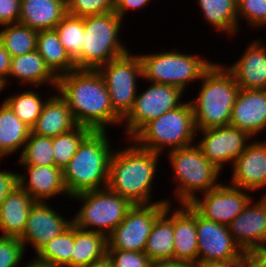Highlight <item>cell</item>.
Returning <instances> with one entry per match:
<instances>
[{"label":"cell","instance_id":"6da1fadb","mask_svg":"<svg viewBox=\"0 0 266 267\" xmlns=\"http://www.w3.org/2000/svg\"><path fill=\"white\" fill-rule=\"evenodd\" d=\"M58 94L70 108L76 123L91 131H108L122 124L114 111L105 81L98 70L76 69L58 76Z\"/></svg>","mask_w":266,"mask_h":267},{"label":"cell","instance_id":"7a4b0ae2","mask_svg":"<svg viewBox=\"0 0 266 267\" xmlns=\"http://www.w3.org/2000/svg\"><path fill=\"white\" fill-rule=\"evenodd\" d=\"M130 142L127 147L113 151L110 157L107 187L132 205L174 203L168 199L155 202L151 200L154 177L161 154L143 149L133 140Z\"/></svg>","mask_w":266,"mask_h":267},{"label":"cell","instance_id":"3957f363","mask_svg":"<svg viewBox=\"0 0 266 267\" xmlns=\"http://www.w3.org/2000/svg\"><path fill=\"white\" fill-rule=\"evenodd\" d=\"M107 131H91L63 169V180L70 197L106 188L109 179L110 146Z\"/></svg>","mask_w":266,"mask_h":267},{"label":"cell","instance_id":"277c9868","mask_svg":"<svg viewBox=\"0 0 266 267\" xmlns=\"http://www.w3.org/2000/svg\"><path fill=\"white\" fill-rule=\"evenodd\" d=\"M201 77L198 95L190 100L196 130L230 125L240 87L226 65L214 63Z\"/></svg>","mask_w":266,"mask_h":267},{"label":"cell","instance_id":"5b68a950","mask_svg":"<svg viewBox=\"0 0 266 267\" xmlns=\"http://www.w3.org/2000/svg\"><path fill=\"white\" fill-rule=\"evenodd\" d=\"M122 20L115 11L84 17L82 52L74 61L76 69L97 70L129 52L119 38Z\"/></svg>","mask_w":266,"mask_h":267},{"label":"cell","instance_id":"8992f818","mask_svg":"<svg viewBox=\"0 0 266 267\" xmlns=\"http://www.w3.org/2000/svg\"><path fill=\"white\" fill-rule=\"evenodd\" d=\"M197 130L190 101L147 123L131 140L139 147L161 154L195 143Z\"/></svg>","mask_w":266,"mask_h":267},{"label":"cell","instance_id":"52a82bcc","mask_svg":"<svg viewBox=\"0 0 266 267\" xmlns=\"http://www.w3.org/2000/svg\"><path fill=\"white\" fill-rule=\"evenodd\" d=\"M166 152L173 180L177 182L175 199L180 204H189L199 191L205 193L221 184L218 183L221 171L207 160L197 144Z\"/></svg>","mask_w":266,"mask_h":267},{"label":"cell","instance_id":"ba28073f","mask_svg":"<svg viewBox=\"0 0 266 267\" xmlns=\"http://www.w3.org/2000/svg\"><path fill=\"white\" fill-rule=\"evenodd\" d=\"M70 199L80 200L82 203L72 218L73 224L82 230L98 232L106 237L123 221L133 206L108 187L82 192Z\"/></svg>","mask_w":266,"mask_h":267},{"label":"cell","instance_id":"9c48e42d","mask_svg":"<svg viewBox=\"0 0 266 267\" xmlns=\"http://www.w3.org/2000/svg\"><path fill=\"white\" fill-rule=\"evenodd\" d=\"M143 79L148 82L173 85L183 92L190 82L201 80L205 71L213 64L200 55H188L176 51L139 54Z\"/></svg>","mask_w":266,"mask_h":267},{"label":"cell","instance_id":"30bf717a","mask_svg":"<svg viewBox=\"0 0 266 267\" xmlns=\"http://www.w3.org/2000/svg\"><path fill=\"white\" fill-rule=\"evenodd\" d=\"M114 111L124 119L133 108L139 78H143L142 62L139 55L131 52L100 66ZM138 78V79H137Z\"/></svg>","mask_w":266,"mask_h":267},{"label":"cell","instance_id":"8fae6325","mask_svg":"<svg viewBox=\"0 0 266 267\" xmlns=\"http://www.w3.org/2000/svg\"><path fill=\"white\" fill-rule=\"evenodd\" d=\"M183 93L176 86L151 82L150 87L136 95L133 108L122 120L126 123L124 139H132L147 123L180 106Z\"/></svg>","mask_w":266,"mask_h":267},{"label":"cell","instance_id":"7c38bea8","mask_svg":"<svg viewBox=\"0 0 266 267\" xmlns=\"http://www.w3.org/2000/svg\"><path fill=\"white\" fill-rule=\"evenodd\" d=\"M168 202L133 205L123 221L107 236V249L144 252L154 222Z\"/></svg>","mask_w":266,"mask_h":267},{"label":"cell","instance_id":"4fadbf2b","mask_svg":"<svg viewBox=\"0 0 266 267\" xmlns=\"http://www.w3.org/2000/svg\"><path fill=\"white\" fill-rule=\"evenodd\" d=\"M247 191V192H246ZM252 191L221 183L208 192L196 195L189 205L203 218L228 225L252 199Z\"/></svg>","mask_w":266,"mask_h":267},{"label":"cell","instance_id":"5bb4252c","mask_svg":"<svg viewBox=\"0 0 266 267\" xmlns=\"http://www.w3.org/2000/svg\"><path fill=\"white\" fill-rule=\"evenodd\" d=\"M198 238L197 263L245 262L246 254L223 224L207 220L196 212Z\"/></svg>","mask_w":266,"mask_h":267},{"label":"cell","instance_id":"9a60e30c","mask_svg":"<svg viewBox=\"0 0 266 267\" xmlns=\"http://www.w3.org/2000/svg\"><path fill=\"white\" fill-rule=\"evenodd\" d=\"M196 133L203 136L196 144L207 160L220 171L226 163L232 166L250 143L248 141L255 140L247 132L232 125L197 130Z\"/></svg>","mask_w":266,"mask_h":267},{"label":"cell","instance_id":"2e32d148","mask_svg":"<svg viewBox=\"0 0 266 267\" xmlns=\"http://www.w3.org/2000/svg\"><path fill=\"white\" fill-rule=\"evenodd\" d=\"M253 200L254 197L227 225L229 233L245 254L266 247V194L255 204Z\"/></svg>","mask_w":266,"mask_h":267},{"label":"cell","instance_id":"e0dca14e","mask_svg":"<svg viewBox=\"0 0 266 267\" xmlns=\"http://www.w3.org/2000/svg\"><path fill=\"white\" fill-rule=\"evenodd\" d=\"M72 223V219L66 220L47 202H35L29 211L25 230L19 239L25 250L28 243L37 253L46 243L61 234Z\"/></svg>","mask_w":266,"mask_h":267},{"label":"cell","instance_id":"ac0fdd59","mask_svg":"<svg viewBox=\"0 0 266 267\" xmlns=\"http://www.w3.org/2000/svg\"><path fill=\"white\" fill-rule=\"evenodd\" d=\"M231 167L229 185L252 192L266 188V141H250Z\"/></svg>","mask_w":266,"mask_h":267},{"label":"cell","instance_id":"d6986e66","mask_svg":"<svg viewBox=\"0 0 266 267\" xmlns=\"http://www.w3.org/2000/svg\"><path fill=\"white\" fill-rule=\"evenodd\" d=\"M230 125L247 132L252 138L263 133L266 129V89L240 88Z\"/></svg>","mask_w":266,"mask_h":267},{"label":"cell","instance_id":"ffe728a7","mask_svg":"<svg viewBox=\"0 0 266 267\" xmlns=\"http://www.w3.org/2000/svg\"><path fill=\"white\" fill-rule=\"evenodd\" d=\"M23 167L24 174L18 173V186L28 192L36 202H47L60 194L71 198L64 184L62 169L55 165H23Z\"/></svg>","mask_w":266,"mask_h":267},{"label":"cell","instance_id":"44dd1931","mask_svg":"<svg viewBox=\"0 0 266 267\" xmlns=\"http://www.w3.org/2000/svg\"><path fill=\"white\" fill-rule=\"evenodd\" d=\"M236 63L226 66L243 89H266V45L262 40L248 44Z\"/></svg>","mask_w":266,"mask_h":267},{"label":"cell","instance_id":"7402d4cb","mask_svg":"<svg viewBox=\"0 0 266 267\" xmlns=\"http://www.w3.org/2000/svg\"><path fill=\"white\" fill-rule=\"evenodd\" d=\"M174 209L173 262L197 263L198 238L196 211L189 204H179Z\"/></svg>","mask_w":266,"mask_h":267},{"label":"cell","instance_id":"603a6c76","mask_svg":"<svg viewBox=\"0 0 266 267\" xmlns=\"http://www.w3.org/2000/svg\"><path fill=\"white\" fill-rule=\"evenodd\" d=\"M77 126L68 104L56 91L45 102L31 132L39 136L55 137L67 133Z\"/></svg>","mask_w":266,"mask_h":267},{"label":"cell","instance_id":"cb8c5ba5","mask_svg":"<svg viewBox=\"0 0 266 267\" xmlns=\"http://www.w3.org/2000/svg\"><path fill=\"white\" fill-rule=\"evenodd\" d=\"M67 14L66 0H21L18 23L33 30H50Z\"/></svg>","mask_w":266,"mask_h":267},{"label":"cell","instance_id":"d4e9b609","mask_svg":"<svg viewBox=\"0 0 266 267\" xmlns=\"http://www.w3.org/2000/svg\"><path fill=\"white\" fill-rule=\"evenodd\" d=\"M36 201L28 192L16 187L0 206V231L7 237L19 238L26 227L29 211Z\"/></svg>","mask_w":266,"mask_h":267},{"label":"cell","instance_id":"484cf974","mask_svg":"<svg viewBox=\"0 0 266 267\" xmlns=\"http://www.w3.org/2000/svg\"><path fill=\"white\" fill-rule=\"evenodd\" d=\"M9 77L18 79L20 83H25L24 85L30 84L37 88L45 83L51 84L55 90L57 88L58 77L45 64L37 50L13 57L8 77L3 81L5 87L8 86Z\"/></svg>","mask_w":266,"mask_h":267},{"label":"cell","instance_id":"4316f807","mask_svg":"<svg viewBox=\"0 0 266 267\" xmlns=\"http://www.w3.org/2000/svg\"><path fill=\"white\" fill-rule=\"evenodd\" d=\"M170 212L172 213L171 215ZM173 235L174 209L172 204L168 203L164 212L154 222L144 249V253L152 262H173Z\"/></svg>","mask_w":266,"mask_h":267},{"label":"cell","instance_id":"83f0119b","mask_svg":"<svg viewBox=\"0 0 266 267\" xmlns=\"http://www.w3.org/2000/svg\"><path fill=\"white\" fill-rule=\"evenodd\" d=\"M31 133V128L19 120L3 101L0 106V156L21 153Z\"/></svg>","mask_w":266,"mask_h":267},{"label":"cell","instance_id":"f1b7e54d","mask_svg":"<svg viewBox=\"0 0 266 267\" xmlns=\"http://www.w3.org/2000/svg\"><path fill=\"white\" fill-rule=\"evenodd\" d=\"M36 50L57 77L76 70L55 29L38 31Z\"/></svg>","mask_w":266,"mask_h":267},{"label":"cell","instance_id":"f546056e","mask_svg":"<svg viewBox=\"0 0 266 267\" xmlns=\"http://www.w3.org/2000/svg\"><path fill=\"white\" fill-rule=\"evenodd\" d=\"M106 254L107 237L104 234L82 230L74 225L71 267H86Z\"/></svg>","mask_w":266,"mask_h":267},{"label":"cell","instance_id":"4dcf8cb0","mask_svg":"<svg viewBox=\"0 0 266 267\" xmlns=\"http://www.w3.org/2000/svg\"><path fill=\"white\" fill-rule=\"evenodd\" d=\"M205 20L217 32L227 36L237 35L238 15L237 0H196ZM236 33V34H235Z\"/></svg>","mask_w":266,"mask_h":267},{"label":"cell","instance_id":"1f68e13d","mask_svg":"<svg viewBox=\"0 0 266 267\" xmlns=\"http://www.w3.org/2000/svg\"><path fill=\"white\" fill-rule=\"evenodd\" d=\"M1 28L0 42L12 58L36 50V30L21 23L4 25Z\"/></svg>","mask_w":266,"mask_h":267},{"label":"cell","instance_id":"d6a6232c","mask_svg":"<svg viewBox=\"0 0 266 267\" xmlns=\"http://www.w3.org/2000/svg\"><path fill=\"white\" fill-rule=\"evenodd\" d=\"M74 244V224L72 223L57 237L46 243L37 253L38 261L61 267H71Z\"/></svg>","mask_w":266,"mask_h":267},{"label":"cell","instance_id":"836d02e7","mask_svg":"<svg viewBox=\"0 0 266 267\" xmlns=\"http://www.w3.org/2000/svg\"><path fill=\"white\" fill-rule=\"evenodd\" d=\"M48 98L43 100L38 92L26 90L21 93H14V95L7 97L4 102L11 108L20 121L32 128Z\"/></svg>","mask_w":266,"mask_h":267},{"label":"cell","instance_id":"e575fe53","mask_svg":"<svg viewBox=\"0 0 266 267\" xmlns=\"http://www.w3.org/2000/svg\"><path fill=\"white\" fill-rule=\"evenodd\" d=\"M54 29L70 58L75 61L82 52L84 17L67 13Z\"/></svg>","mask_w":266,"mask_h":267},{"label":"cell","instance_id":"d590c367","mask_svg":"<svg viewBox=\"0 0 266 267\" xmlns=\"http://www.w3.org/2000/svg\"><path fill=\"white\" fill-rule=\"evenodd\" d=\"M19 155V164L21 165H55L52 137L39 136L31 132L22 153Z\"/></svg>","mask_w":266,"mask_h":267},{"label":"cell","instance_id":"8d00e7d4","mask_svg":"<svg viewBox=\"0 0 266 267\" xmlns=\"http://www.w3.org/2000/svg\"><path fill=\"white\" fill-rule=\"evenodd\" d=\"M91 132L84 126H77L71 131L52 137L55 166L64 169L75 155L78 145Z\"/></svg>","mask_w":266,"mask_h":267},{"label":"cell","instance_id":"74e56055","mask_svg":"<svg viewBox=\"0 0 266 267\" xmlns=\"http://www.w3.org/2000/svg\"><path fill=\"white\" fill-rule=\"evenodd\" d=\"M238 32L244 18L248 26L261 27L266 21V0H237ZM240 22V23H239Z\"/></svg>","mask_w":266,"mask_h":267},{"label":"cell","instance_id":"f35d334b","mask_svg":"<svg viewBox=\"0 0 266 267\" xmlns=\"http://www.w3.org/2000/svg\"><path fill=\"white\" fill-rule=\"evenodd\" d=\"M67 13L85 17L115 11V0H66Z\"/></svg>","mask_w":266,"mask_h":267},{"label":"cell","instance_id":"ab89813d","mask_svg":"<svg viewBox=\"0 0 266 267\" xmlns=\"http://www.w3.org/2000/svg\"><path fill=\"white\" fill-rule=\"evenodd\" d=\"M25 251L19 238L0 236V267H18Z\"/></svg>","mask_w":266,"mask_h":267},{"label":"cell","instance_id":"60d3db41","mask_svg":"<svg viewBox=\"0 0 266 267\" xmlns=\"http://www.w3.org/2000/svg\"><path fill=\"white\" fill-rule=\"evenodd\" d=\"M113 267H150L153 263L144 252L107 249Z\"/></svg>","mask_w":266,"mask_h":267},{"label":"cell","instance_id":"b9f144b4","mask_svg":"<svg viewBox=\"0 0 266 267\" xmlns=\"http://www.w3.org/2000/svg\"><path fill=\"white\" fill-rule=\"evenodd\" d=\"M21 0H0V26L18 23Z\"/></svg>","mask_w":266,"mask_h":267},{"label":"cell","instance_id":"7bdbcfd3","mask_svg":"<svg viewBox=\"0 0 266 267\" xmlns=\"http://www.w3.org/2000/svg\"><path fill=\"white\" fill-rule=\"evenodd\" d=\"M16 187H18V173L0 170V206Z\"/></svg>","mask_w":266,"mask_h":267},{"label":"cell","instance_id":"ee69618b","mask_svg":"<svg viewBox=\"0 0 266 267\" xmlns=\"http://www.w3.org/2000/svg\"><path fill=\"white\" fill-rule=\"evenodd\" d=\"M151 3V0H115V13L124 19L128 10H139Z\"/></svg>","mask_w":266,"mask_h":267},{"label":"cell","instance_id":"f6af8a7d","mask_svg":"<svg viewBox=\"0 0 266 267\" xmlns=\"http://www.w3.org/2000/svg\"><path fill=\"white\" fill-rule=\"evenodd\" d=\"M245 267H266V247L248 252L246 254Z\"/></svg>","mask_w":266,"mask_h":267},{"label":"cell","instance_id":"bcb514c9","mask_svg":"<svg viewBox=\"0 0 266 267\" xmlns=\"http://www.w3.org/2000/svg\"><path fill=\"white\" fill-rule=\"evenodd\" d=\"M12 57L0 42V79L4 81L9 74Z\"/></svg>","mask_w":266,"mask_h":267},{"label":"cell","instance_id":"7dc6e473","mask_svg":"<svg viewBox=\"0 0 266 267\" xmlns=\"http://www.w3.org/2000/svg\"><path fill=\"white\" fill-rule=\"evenodd\" d=\"M193 267H245V262H203L192 265Z\"/></svg>","mask_w":266,"mask_h":267},{"label":"cell","instance_id":"c3c4849f","mask_svg":"<svg viewBox=\"0 0 266 267\" xmlns=\"http://www.w3.org/2000/svg\"><path fill=\"white\" fill-rule=\"evenodd\" d=\"M150 267H193L191 264L179 262H153Z\"/></svg>","mask_w":266,"mask_h":267},{"label":"cell","instance_id":"681fc988","mask_svg":"<svg viewBox=\"0 0 266 267\" xmlns=\"http://www.w3.org/2000/svg\"><path fill=\"white\" fill-rule=\"evenodd\" d=\"M86 267H113V262L106 254L102 259L94 261Z\"/></svg>","mask_w":266,"mask_h":267},{"label":"cell","instance_id":"f907efd6","mask_svg":"<svg viewBox=\"0 0 266 267\" xmlns=\"http://www.w3.org/2000/svg\"><path fill=\"white\" fill-rule=\"evenodd\" d=\"M32 260H30L29 263L27 262L24 267H61L38 261L36 258H33Z\"/></svg>","mask_w":266,"mask_h":267},{"label":"cell","instance_id":"816d5d0a","mask_svg":"<svg viewBox=\"0 0 266 267\" xmlns=\"http://www.w3.org/2000/svg\"><path fill=\"white\" fill-rule=\"evenodd\" d=\"M4 88H6L4 82L0 79V93Z\"/></svg>","mask_w":266,"mask_h":267},{"label":"cell","instance_id":"f5cc1de1","mask_svg":"<svg viewBox=\"0 0 266 267\" xmlns=\"http://www.w3.org/2000/svg\"><path fill=\"white\" fill-rule=\"evenodd\" d=\"M261 27H263V28L266 27V21L264 22V24Z\"/></svg>","mask_w":266,"mask_h":267}]
</instances>
